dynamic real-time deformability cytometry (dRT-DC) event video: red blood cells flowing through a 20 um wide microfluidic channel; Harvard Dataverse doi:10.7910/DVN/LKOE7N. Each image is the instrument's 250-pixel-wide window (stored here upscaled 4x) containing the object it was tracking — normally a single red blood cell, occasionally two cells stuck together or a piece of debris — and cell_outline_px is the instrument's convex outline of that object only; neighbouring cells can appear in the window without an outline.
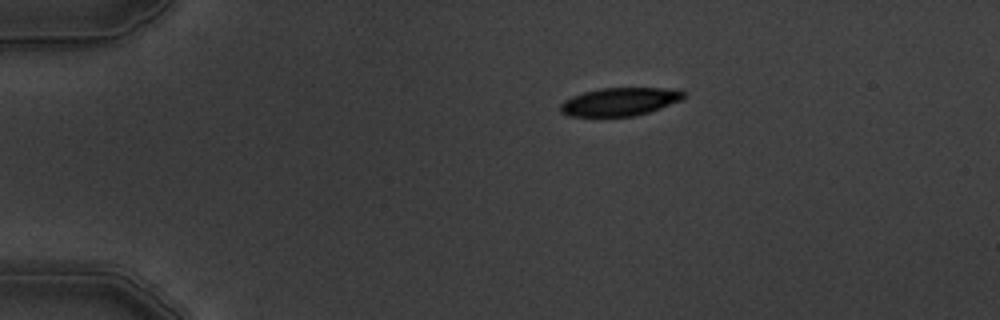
{"species": "common noctule bat (a hibernating species)", "species_latin": "Nyctalus noctula", "temperature_condition": "warm", "stored_images_in_passage": 5, "camera_frame_rate_fps": 3000, "um_per_image_px": 0.085, "animal": {"sex": "male", "body_mass_g": 19.5, "forearm_length_mm": 54.6}, "frame": {"image": 1, "passage_image": 1, "time_ms": 0.0, "image_size_px": [1000, 320], "cell_outline_px": [[688, 96], [680, 100], [660, 108], [648, 112], [632, 116], [568, 116], [560, 112], [560, 104], [564, 100], [572, 96], [584, 92], [600, 88], [680, 88]], "centroid_in_image_um": [52.7, 8.63], "position_along_channel_um": 32.3, "area_um2": 20.29}}
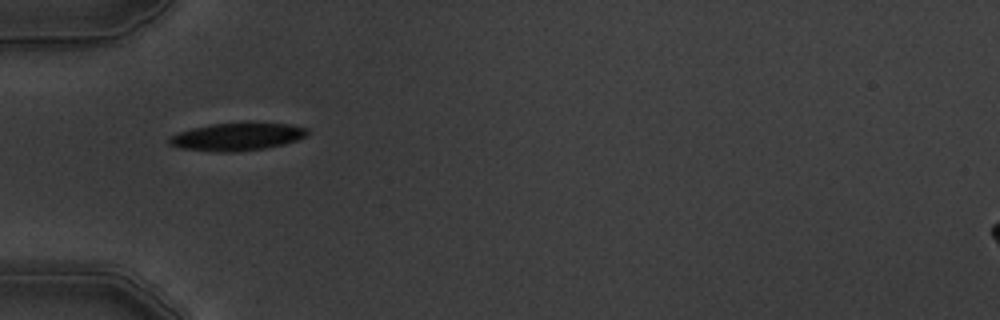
{"frame": {"image": 2, "passage_image": 3, "time_ms": 2.333, "image_size_px": [1000, 320], "cell_outline_px": [[308, 132], [304, 136], [296, 140], [284, 144], [264, 148], [236, 152], [216, 152], [180, 148], [168, 144], [168, 140], [172, 136], [180, 132], [192, 128], [208, 124], [244, 120], [248, 120], [292, 124], [308, 128]], "centroid_in_image_um": [20.18, 11.57], "position_along_channel_um": 64.8, "area_um2": 23.12}}